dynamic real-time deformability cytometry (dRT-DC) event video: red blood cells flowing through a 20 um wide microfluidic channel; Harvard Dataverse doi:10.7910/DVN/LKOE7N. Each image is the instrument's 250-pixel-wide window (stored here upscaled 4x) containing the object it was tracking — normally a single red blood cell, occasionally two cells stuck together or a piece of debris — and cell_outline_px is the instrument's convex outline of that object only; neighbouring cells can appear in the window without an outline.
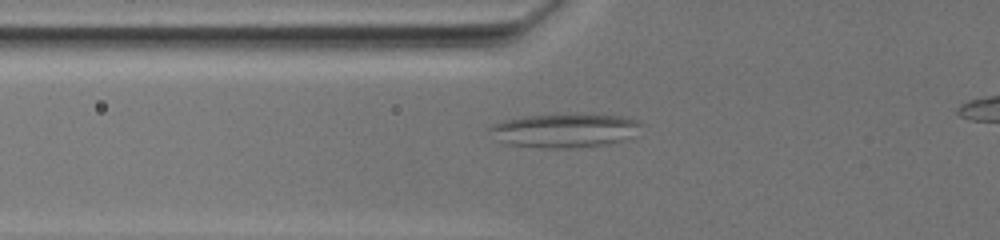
{"species": "common noctule bat (a hibernating species)", "species_latin": "Nyctalus noctula", "temperature_condition": "warm", "stored_images_in_passage": 24, "segment_of_instrument_passage": [1, 2], "camera_frame_rate_fps": 3000, "um_per_image_px": 0.085, "animal": {"sex": "female", "body_mass_g": 19.5, "forearm_length_mm": 54.1}, "frame": {"image": 1, "passage_image": 3, "time_ms": 1.333, "image_size_px": [1000, 240], "cell_outline_px": [[640, 124], [620, 140], [604, 144], [572, 148], [540, 148], [512, 144], [504, 140], [488, 128], [504, 120], [524, 116], [572, 112], [580, 112], [620, 116], [632, 120]], "centroid_in_image_um": [47.95, 11.04], "position_along_channel_um": 77.9, "area_um2": 29.07}}
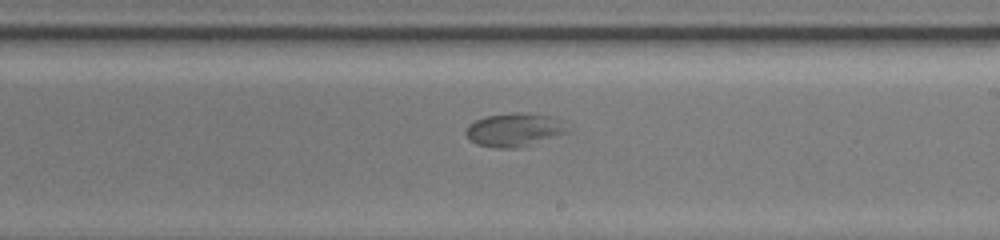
{"frame": {"image": 2, "passage_image": 13, "time_ms": 7.0, "image_size_px": [1000, 240], "cell_outline_px": [[568, 132], [516, 148], [496, 148], [476, 144], [468, 140], [464, 132], [468, 124], [484, 116], [512, 112], [528, 112], [552, 116]], "centroid_in_image_um": [43.58, 11.02], "position_along_channel_um": 245.4, "area_um2": 19.54}}
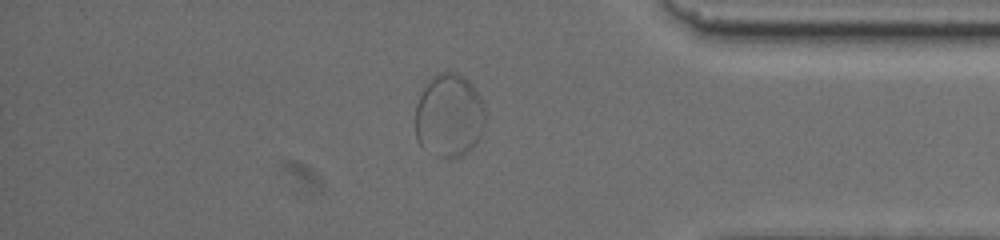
{"frame": {"image": 3, "passage_image": 21, "time_ms": 12.667, "image_size_px": [1000, 240], "cell_outline_px": [[484, 120], [480, 136], [476, 144], [472, 148], [460, 156], [444, 160], [420, 144], [416, 136], [416, 104], [428, 80], [432, 76], [440, 72], [456, 72], [464, 76], [472, 84], [480, 96], [484, 108]], "centroid_in_image_um": [38.18, 9.82], "position_along_channel_um": 397.0, "area_um2": 33.93}}